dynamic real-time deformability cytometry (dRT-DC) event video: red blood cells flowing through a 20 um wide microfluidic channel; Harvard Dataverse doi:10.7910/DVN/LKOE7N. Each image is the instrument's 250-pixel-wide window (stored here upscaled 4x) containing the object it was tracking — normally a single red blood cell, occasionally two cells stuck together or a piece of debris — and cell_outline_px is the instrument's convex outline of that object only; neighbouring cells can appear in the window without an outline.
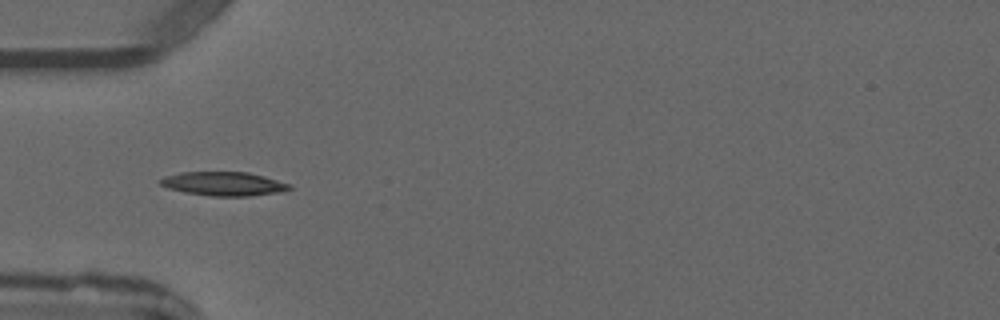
{"species": "common noctule bat (a hibernating species)", "species_latin": "Nyctalus noctula", "temperature_condition": "warm", "stored_images_in_passage": 5, "camera_frame_rate_fps": 3000, "um_per_image_px": 0.085, "animal": {"sex": "male", "forearm_length_mm": 52.5}, "frame": {"image": 1, "passage_image": 4, "time_ms": 4.333, "image_size_px": [1000, 320], "cell_outline_px": [[292, 188], [276, 192], [248, 196], [212, 196], [184, 192], [168, 188], [160, 184], [156, 180], [164, 176], [180, 172], [248, 172], [264, 176], [292, 184]], "centroid_in_image_um": [18.97, 15.61], "position_along_channel_um": 66.0, "area_um2": 17.98}}